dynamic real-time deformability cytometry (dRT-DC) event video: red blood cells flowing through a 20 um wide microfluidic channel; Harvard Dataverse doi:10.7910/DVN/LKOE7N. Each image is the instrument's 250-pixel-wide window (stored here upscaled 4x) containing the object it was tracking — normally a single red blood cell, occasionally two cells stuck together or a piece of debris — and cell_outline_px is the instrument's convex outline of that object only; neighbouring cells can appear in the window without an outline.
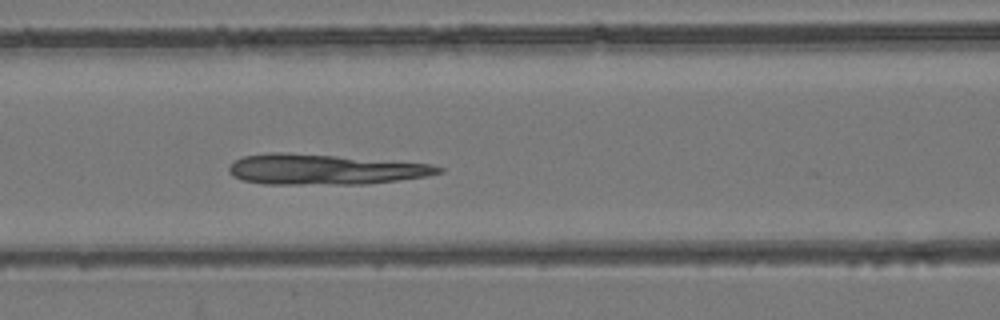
{"species": "common noctule bat (a hibernating species)", "species_latin": "Nyctalus noctula", "temperature_condition": "room temperature", "stored_images_in_passage": 24, "camera_frame_rate_fps": 3000, "um_per_image_px": 0.085, "animal": {"sex": "female", "body_mass_g": 24.6, "forearm_length_mm": 56.2}, "frame": {"image": 1, "passage_image": 20, "time_ms": 6.333, "image_size_px": [1000, 320], "cell_outline_px": [[444, 172], [428, 176], [368, 184], [264, 184], [244, 180], [232, 176], [228, 172], [228, 168], [236, 160], [244, 156], [272, 152], [284, 152], [336, 156], [432, 164], [444, 168]], "centroid_in_image_um": [27.6, 14.4], "position_along_channel_um": 139.0, "area_um2": 36.99}}
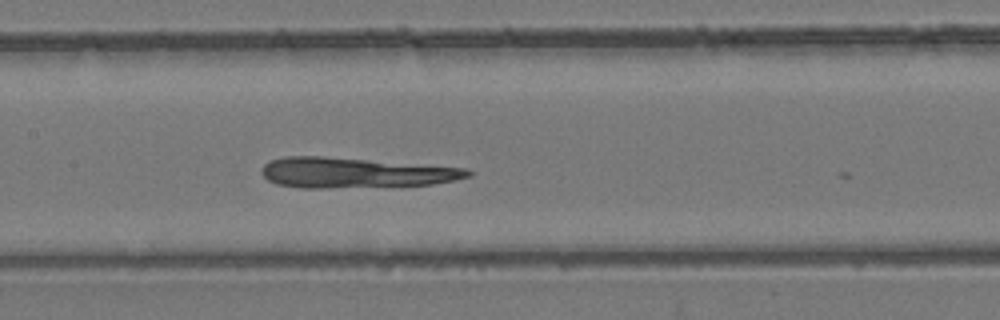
{"frame": {"image": 2, "passage_image": 23, "time_ms": 7.333, "image_size_px": [1000, 320], "cell_outline_px": [[472, 176], [456, 180], [432, 184], [324, 188], [300, 188], [276, 184], [268, 180], [260, 172], [264, 164], [268, 160], [284, 156], [324, 156], [468, 168], [472, 172]], "centroid_in_image_um": [30.14, 14.67], "position_along_channel_um": 177.3, "area_um2": 36.47}}